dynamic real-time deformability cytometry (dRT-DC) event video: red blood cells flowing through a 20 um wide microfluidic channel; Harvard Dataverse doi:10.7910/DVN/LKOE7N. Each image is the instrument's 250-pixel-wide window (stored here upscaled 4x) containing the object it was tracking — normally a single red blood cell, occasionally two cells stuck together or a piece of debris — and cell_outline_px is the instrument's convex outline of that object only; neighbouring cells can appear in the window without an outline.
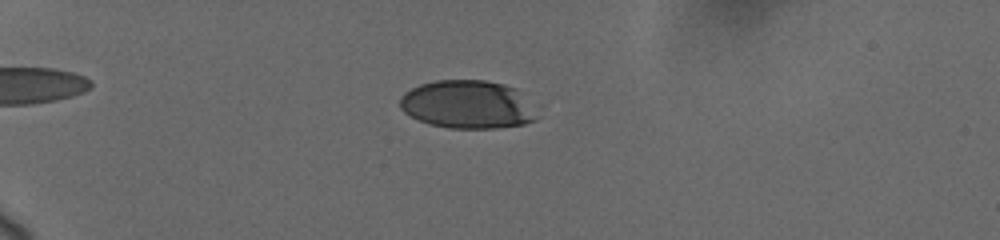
{"species": "human", "species_latin": "Homo sapiens", "temperature_condition": "cold", "stored_images_in_passage": 10, "camera_frame_rate_fps": 3000, "um_per_image_px": 0.085, "donor": {"sex": "female"}, "frame": {"image": 1, "passage_image": 6, "time_ms": 5.667, "image_size_px": [1000, 240], "cell_outline_px": [[544, 108], [536, 120], [524, 124], [496, 128], [448, 128], [428, 124], [404, 112], [400, 108], [400, 96], [404, 92], [420, 84], [436, 80], [484, 80], [504, 84], [516, 88], [544, 104]], "centroid_in_image_um": [39.95, 8.88], "position_along_channel_um": 45.1, "area_um2": 40.06}}
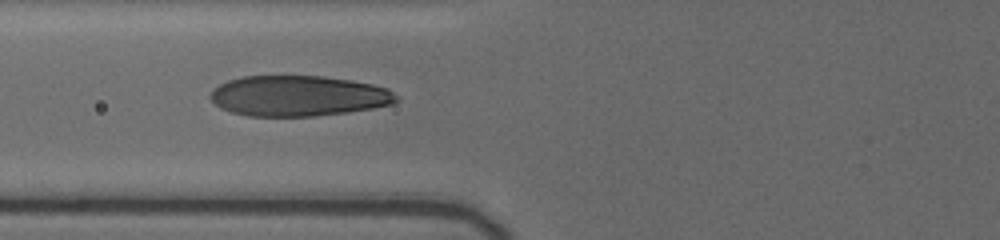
{"frame": {"image": 2, "passage_image": 9, "time_ms": 8.667, "image_size_px": [1000, 240], "cell_outline_px": [[400, 100], [392, 104], [372, 108], [344, 112], [312, 116], [248, 116], [232, 112], [220, 108], [208, 96], [212, 88], [228, 80], [240, 76], [324, 76], [372, 84], [388, 88]], "centroid_in_image_um": [25.32, 8.14], "position_along_channel_um": 100.5, "area_um2": 43.93}}